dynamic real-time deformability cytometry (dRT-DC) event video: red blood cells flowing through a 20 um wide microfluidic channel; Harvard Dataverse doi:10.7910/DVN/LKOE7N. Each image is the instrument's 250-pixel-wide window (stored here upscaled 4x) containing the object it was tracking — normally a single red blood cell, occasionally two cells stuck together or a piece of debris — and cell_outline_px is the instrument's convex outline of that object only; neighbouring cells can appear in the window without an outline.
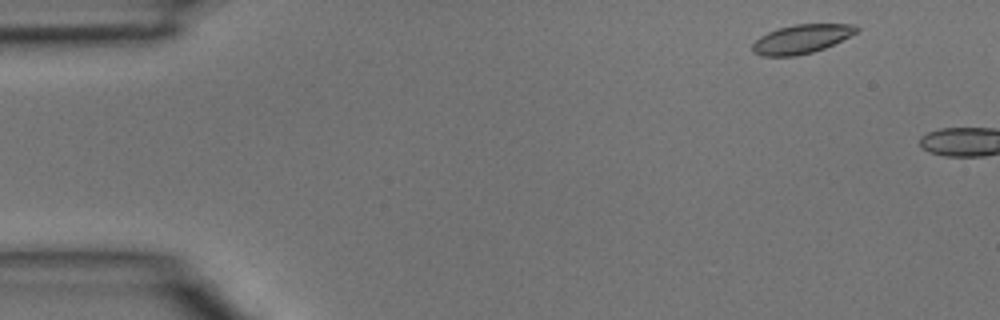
{"species": "common noctule bat (a hibernating species)", "species_latin": "Nyctalus noctula", "temperature_condition": "room temperature", "stored_images_in_passage": 5, "camera_frame_rate_fps": 3000, "um_per_image_px": 0.085, "animal": {"sex": "male", "body_mass_g": 15.6}, "frame": {"image": 1, "passage_image": 3, "time_ms": 0.667, "image_size_px": [1000, 320], "cell_outline_px": [[860, 28], [856, 32], [824, 48], [812, 52], [796, 56], [760, 56], [752, 52], [752, 44], [760, 36], [768, 32], [780, 28], [796, 24], [856, 24]], "centroid_in_image_um": [68.09, 3.32], "position_along_channel_um": 16.9, "area_um2": 17.34}}